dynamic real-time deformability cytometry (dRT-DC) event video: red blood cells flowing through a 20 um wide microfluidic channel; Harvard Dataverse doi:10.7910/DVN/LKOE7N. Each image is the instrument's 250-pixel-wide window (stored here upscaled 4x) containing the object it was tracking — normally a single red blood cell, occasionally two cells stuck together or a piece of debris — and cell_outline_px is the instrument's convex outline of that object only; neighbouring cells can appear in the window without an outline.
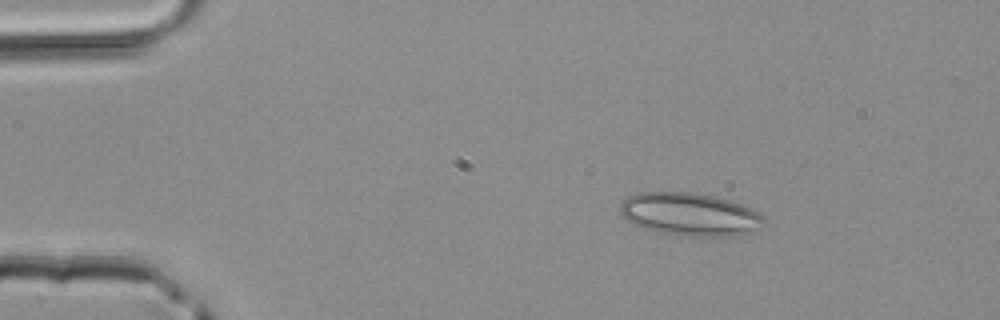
{"species": "common noctule bat (a hibernating species)", "species_latin": "Nyctalus noctula", "temperature_condition": "room temperature", "stored_images_in_passage": 40, "camera_frame_rate_fps": 3000, "um_per_image_px": 0.085, "animal": {"sex": "male", "body_mass_g": 20.4}, "frame": {"image": 1, "passage_image": 1, "time_ms": 0.0, "image_size_px": [1000, 320], "cell_outline_px": [[764, 224], [760, 228], [736, 236], [688, 236], [660, 232], [644, 228], [632, 224], [620, 212], [620, 204], [628, 196], [636, 192], [692, 192], [716, 196], [740, 204], [760, 212], [764, 216]], "centroid_in_image_um": [58.65, 18.21], "position_along_channel_um": 26.4, "area_um2": 36.01}}
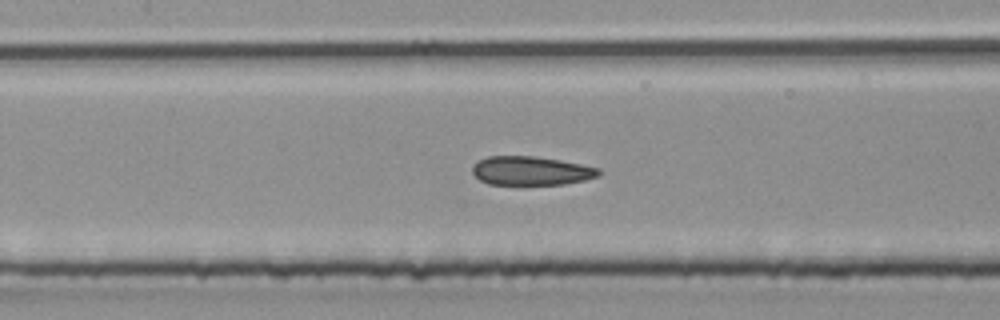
{"frame": {"image": 2, "passage_image": 15, "time_ms": 4.667, "image_size_px": [1000, 320], "cell_outline_px": [[600, 176], [584, 180], [564, 184], [488, 184], [480, 180], [472, 172], [472, 168], [480, 160], [488, 156], [532, 156], [560, 160], [600, 168]], "centroid_in_image_um": [45.16, 14.52], "position_along_channel_um": 162.2, "area_um2": 21.04}}
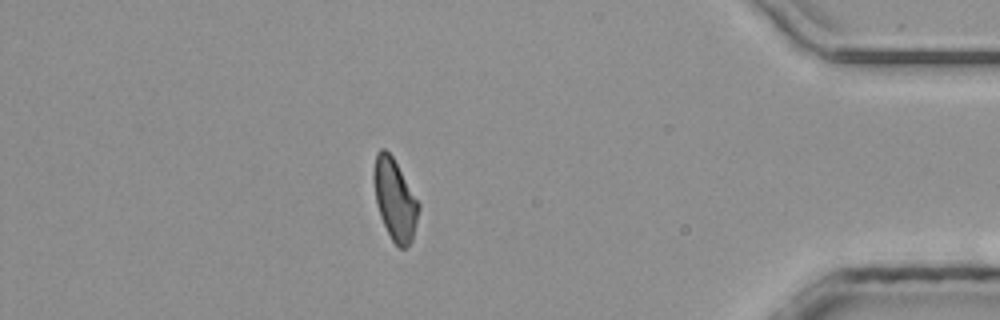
{"frame": {"image": 3, "passage_image": 34, "time_ms": 11.0, "image_size_px": [1000, 320], "cell_outline_px": [[420, 208], [412, 240], [404, 248], [400, 248], [392, 240], [380, 216], [376, 204], [372, 176], [372, 172], [376, 152], [380, 148], [384, 148], [392, 156], [420, 204]], "centroid_in_image_um": [33.54, 16.93], "position_along_channel_um": 401.7, "area_um2": 21.15}}